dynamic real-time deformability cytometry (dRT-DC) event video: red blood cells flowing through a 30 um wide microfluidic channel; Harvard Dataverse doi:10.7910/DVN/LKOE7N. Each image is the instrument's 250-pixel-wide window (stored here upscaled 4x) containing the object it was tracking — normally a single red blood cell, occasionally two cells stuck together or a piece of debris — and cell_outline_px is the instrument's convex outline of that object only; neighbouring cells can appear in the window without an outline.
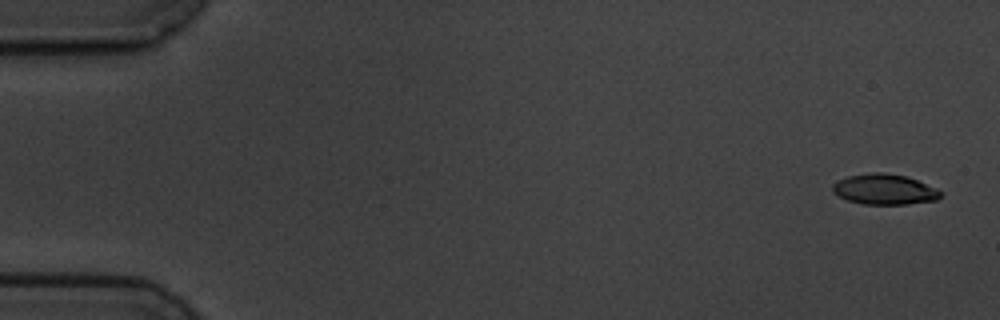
{"species": "common noctule bat (a hibernating species)", "species_latin": "Nyctalus noctula", "temperature_condition": "cold", "stored_images_in_passage": 6, "camera_frame_rate_fps": 3000, "um_per_image_px": 0.085, "animal": {"sex": "male", "body_mass_g": 19.5, "forearm_length_mm": 54.6}, "frame": {"image": 1, "passage_image": 1, "time_ms": 0.0, "image_size_px": [1000, 320], "cell_outline_px": [[940, 196], [936, 200], [908, 204], [864, 204], [848, 200], [832, 192], [832, 184], [848, 176], [872, 172], [884, 172], [908, 176], [936, 188], [940, 192]], "centroid_in_image_um": [75.17, 16.08], "position_along_channel_um": 9.8, "area_um2": 19.07}}
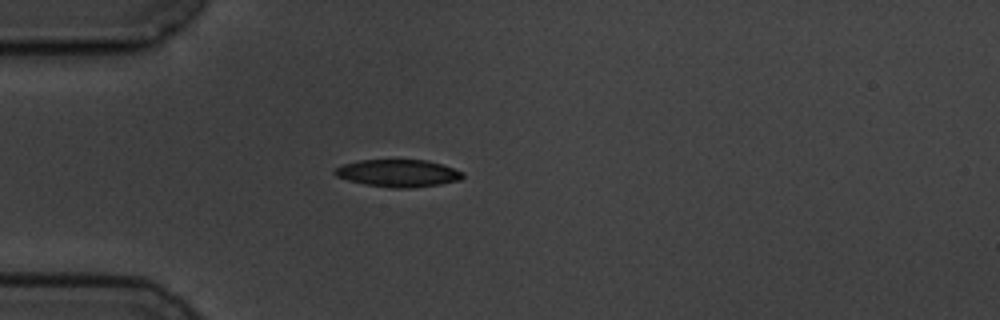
{"frame": {"image": 2, "passage_image": 5, "time_ms": 4.667, "image_size_px": [1000, 320], "cell_outline_px": [[464, 176], [460, 180], [440, 184], [408, 188], [396, 188], [368, 184], [348, 180], [336, 176], [332, 172], [336, 168], [344, 164], [360, 160], [428, 160], [464, 172]], "centroid_in_image_um": [33.85, 14.71], "position_along_channel_um": 51.1, "area_um2": 20.11}}